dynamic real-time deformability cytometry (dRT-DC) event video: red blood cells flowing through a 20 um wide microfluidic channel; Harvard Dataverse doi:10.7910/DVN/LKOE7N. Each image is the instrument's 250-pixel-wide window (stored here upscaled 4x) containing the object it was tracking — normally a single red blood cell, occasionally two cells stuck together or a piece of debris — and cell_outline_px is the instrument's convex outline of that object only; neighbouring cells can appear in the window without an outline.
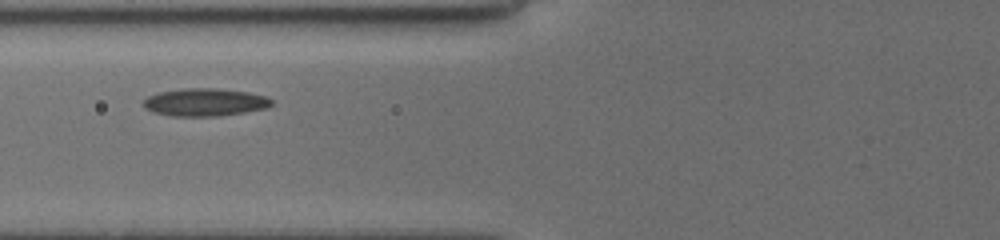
{"species": "common noctule bat (a hibernating species)", "species_latin": "Nyctalus noctula", "temperature_condition": "cold", "stored_images_in_passage": 12, "camera_frame_rate_fps": 3000, "um_per_image_px": 0.085, "animal": {"sex": "female", "body_mass_g": 19.5, "forearm_length_mm": 54.1}, "frame": {"image": 1, "passage_image": 3, "time_ms": 2.333, "image_size_px": [1000, 240], "cell_outline_px": [[272, 104], [268, 108], [220, 116], [172, 116], [152, 112], [144, 108], [140, 104], [148, 96], [160, 92], [184, 88], [216, 88], [248, 92], [268, 96], [272, 100]], "centroid_in_image_um": [17.41, 8.69], "position_along_channel_um": 108.4, "area_um2": 20.92}}
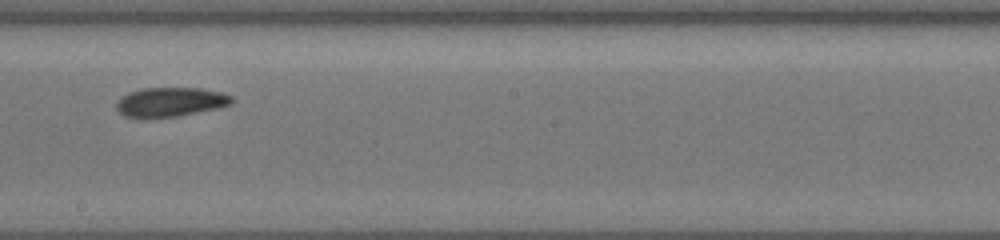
{"frame": {"image": 2, "passage_image": 6, "time_ms": 5.667, "image_size_px": [1000, 240], "cell_outline_px": [[236, 100], [232, 104], [220, 108], [176, 116], [124, 116], [116, 108], [116, 104], [128, 92], [144, 88], [200, 88], [224, 92], [232, 96]], "centroid_in_image_um": [14.6, 8.64], "position_along_channel_um": 233.6, "area_um2": 19.42}}
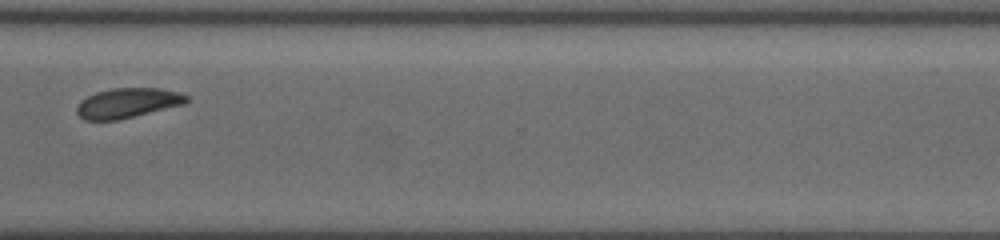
{"frame": {"image": 3, "passage_image": 9, "time_ms": 9.0, "image_size_px": [1000, 240], "cell_outline_px": [[188, 100], [184, 104], [120, 120], [84, 120], [76, 112], [76, 108], [80, 100], [96, 92], [112, 88], [160, 88], [180, 92], [188, 96]], "centroid_in_image_um": [10.84, 8.75], "position_along_channel_um": 359.8, "area_um2": 19.19}, "authors_computed_cell_mechanics": {"area_um2": 19.3052, "velocity_mm_per_s": 3.7666, "shape_relaxation_time_tau1_ms": 5.1552, "shape_relaxation_time_tau2_ms": 2.3449, "deformation_change_tau1": 0.0832, "deformation_change_tau2": 0.0547}}